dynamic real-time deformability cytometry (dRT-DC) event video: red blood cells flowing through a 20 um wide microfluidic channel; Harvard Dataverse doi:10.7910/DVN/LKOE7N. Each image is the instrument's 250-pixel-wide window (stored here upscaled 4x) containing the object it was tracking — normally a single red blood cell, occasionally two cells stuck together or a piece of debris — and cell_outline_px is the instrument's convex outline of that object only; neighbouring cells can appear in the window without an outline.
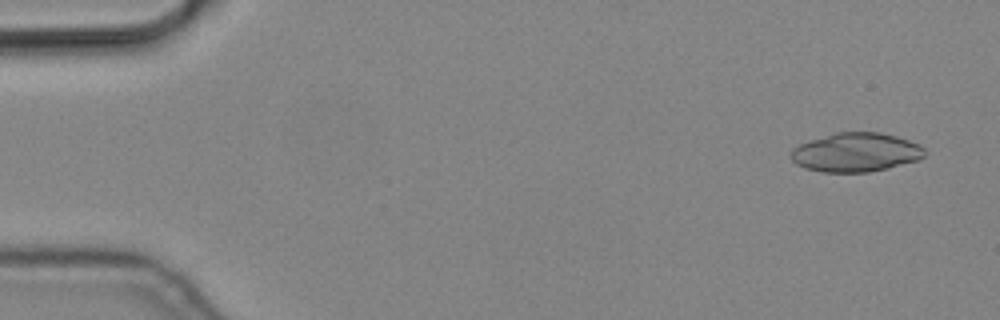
{"species": "common noctule bat (a hibernating species)", "species_latin": "Nyctalus noctula", "temperature_condition": "cold", "stored_images_in_passage": 7, "camera_frame_rate_fps": 3000, "um_per_image_px": 0.085, "animal": {"sex": "male", "body_mass_g": 19.2, "forearm_length_mm": 51.8}, "frame": {"image": 1, "passage_image": 1, "time_ms": 0.0, "image_size_px": [1000, 320], "cell_outline_px": [[928, 152], [924, 156], [916, 160], [888, 168], [868, 172], [820, 172], [804, 168], [796, 164], [792, 160], [792, 148], [808, 140], [836, 132], [880, 132], [896, 136], [920, 144]], "centroid_in_image_um": [72.75, 12.94], "position_along_channel_um": 12.3, "area_um2": 30.46}}